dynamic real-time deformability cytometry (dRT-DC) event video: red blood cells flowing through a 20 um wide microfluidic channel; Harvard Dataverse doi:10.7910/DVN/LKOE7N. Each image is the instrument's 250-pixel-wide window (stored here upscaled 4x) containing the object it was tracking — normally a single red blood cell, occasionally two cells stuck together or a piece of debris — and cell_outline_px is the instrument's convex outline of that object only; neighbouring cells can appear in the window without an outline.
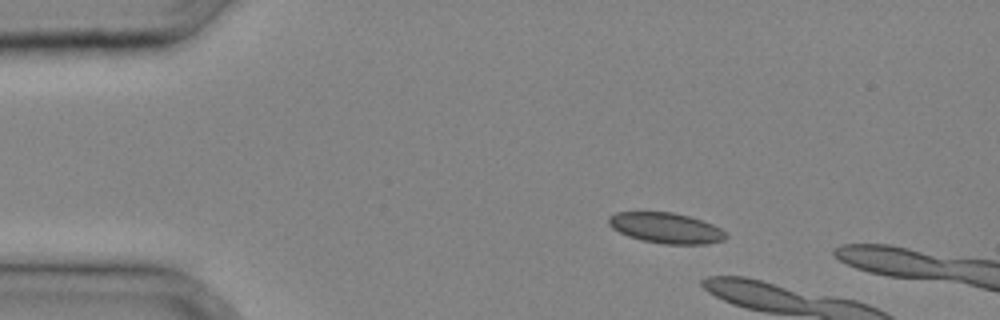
{"species": "common noctule bat (a hibernating species)", "species_latin": "Nyctalus noctula", "temperature_condition": "cold", "stored_images_in_passage": 9, "camera_frame_rate_fps": 3000, "um_per_image_px": 0.085, "animal": {"sex": "male", "body_mass_g": 20.4}, "frame": {"image": 1, "passage_image": 6, "time_ms": 1.667, "image_size_px": [1000, 320], "cell_outline_px": [[728, 236], [724, 240], [708, 244], [664, 244], [644, 240], [628, 236], [612, 228], [608, 224], [608, 216], [616, 212], [672, 212], [688, 216], [712, 224], [720, 228]], "centroid_in_image_um": [56.6, 19.38], "position_along_channel_um": 28.4, "area_um2": 20.75}}